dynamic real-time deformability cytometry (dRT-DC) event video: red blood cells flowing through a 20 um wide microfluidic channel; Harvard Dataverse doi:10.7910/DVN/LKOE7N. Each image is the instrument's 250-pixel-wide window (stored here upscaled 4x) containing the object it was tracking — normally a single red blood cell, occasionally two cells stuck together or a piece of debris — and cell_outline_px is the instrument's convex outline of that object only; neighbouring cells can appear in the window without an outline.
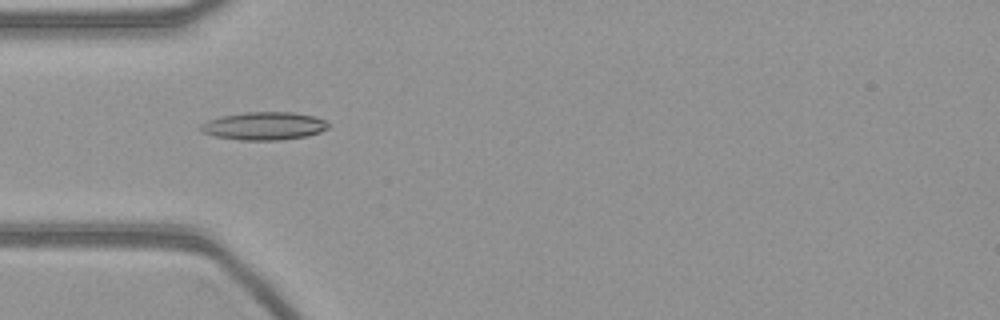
{"species": "common noctule bat (a hibernating species)", "species_latin": "Nyctalus noctula", "temperature_condition": "warm", "stored_images_in_passage": 43, "camera_frame_rate_fps": 3000, "um_per_image_px": 0.085, "animal": {"sex": "female", "body_mass_g": 21.9}, "frame": {"image": 1, "passage_image": 5, "time_ms": 1.333, "image_size_px": [1000, 320], "cell_outline_px": [[332, 124], [328, 128], [320, 132], [304, 136], [280, 140], [240, 140], [216, 136], [200, 132], [200, 124], [208, 120], [220, 116], [244, 112], [292, 112], [312, 116], [324, 120]], "centroid_in_image_um": [22.42, 10.7], "position_along_channel_um": 62.6, "area_um2": 20.81}}
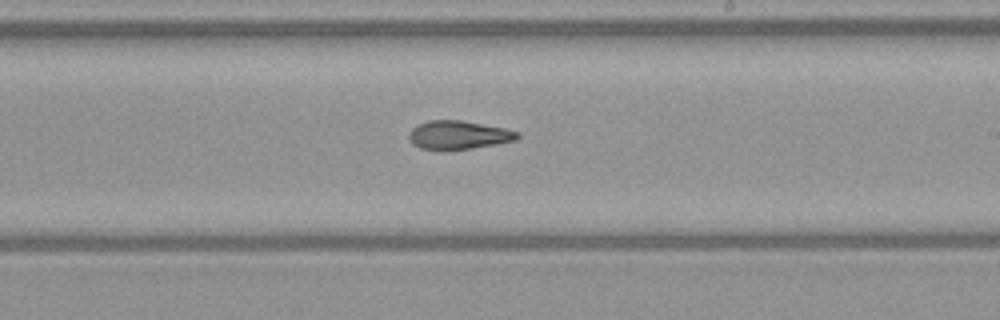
{"frame": {"image": 2, "passage_image": 20, "time_ms": 6.333, "image_size_px": [1000, 320], "cell_outline_px": [[520, 136], [516, 140], [496, 144], [472, 148], [420, 148], [412, 144], [408, 136], [412, 128], [416, 124], [428, 120], [464, 120], [504, 128], [520, 132]], "centroid_in_image_um": [38.99, 11.44], "position_along_channel_um": 250.0, "area_um2": 17.8}}
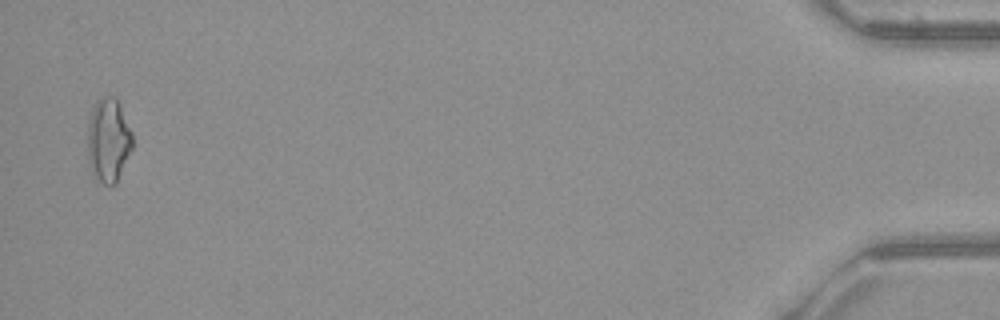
{"frame": {"image": 3, "passage_image": 42, "time_ms": 13.667, "image_size_px": [1000, 320], "cell_outline_px": [[132, 148], [116, 184], [104, 184], [92, 172], [88, 160], [88, 120], [92, 108], [96, 100], [100, 96], [116, 96], [132, 132]], "centroid_in_image_um": [9.21, 11.86], "position_along_channel_um": 426.0, "area_um2": 21.96}}